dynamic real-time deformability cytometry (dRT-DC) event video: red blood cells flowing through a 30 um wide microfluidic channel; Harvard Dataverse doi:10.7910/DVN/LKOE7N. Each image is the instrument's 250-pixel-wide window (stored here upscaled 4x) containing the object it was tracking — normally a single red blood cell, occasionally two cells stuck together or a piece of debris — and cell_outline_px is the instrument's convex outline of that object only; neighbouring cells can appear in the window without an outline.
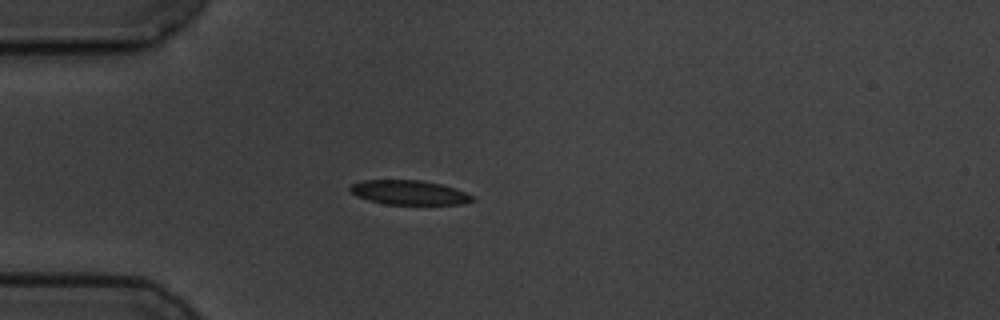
{"species": "common noctule bat (a hibernating species)", "species_latin": "Nyctalus noctula", "temperature_condition": "cold", "stored_images_in_passage": 4, "camera_frame_rate_fps": 3000, "um_per_image_px": 0.085, "animal": {"sex": "male", "body_mass_g": 19.5, "forearm_length_mm": 54.6}, "frame": {"image": 1, "passage_image": 4, "time_ms": 3.333, "image_size_px": [1000, 320], "cell_outline_px": [[476, 200], [464, 204], [384, 204], [368, 200], [356, 196], [348, 188], [352, 184], [360, 180], [420, 180], [440, 184], [456, 188], [476, 196]], "centroid_in_image_um": [34.81, 16.36], "position_along_channel_um": 50.2, "area_um2": 17.57}}